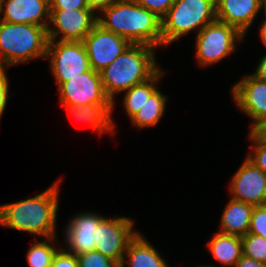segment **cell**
I'll use <instances>...</instances> for the list:
<instances>
[{"instance_id": "cell-1", "label": "cell", "mask_w": 266, "mask_h": 267, "mask_svg": "<svg viewBox=\"0 0 266 267\" xmlns=\"http://www.w3.org/2000/svg\"><path fill=\"white\" fill-rule=\"evenodd\" d=\"M61 181L34 197L0 205V225L29 234L56 236V219Z\"/></svg>"}, {"instance_id": "cell-2", "label": "cell", "mask_w": 266, "mask_h": 267, "mask_svg": "<svg viewBox=\"0 0 266 267\" xmlns=\"http://www.w3.org/2000/svg\"><path fill=\"white\" fill-rule=\"evenodd\" d=\"M97 24L132 44L163 47L161 19L134 0H121L103 9L97 16Z\"/></svg>"}, {"instance_id": "cell-3", "label": "cell", "mask_w": 266, "mask_h": 267, "mask_svg": "<svg viewBox=\"0 0 266 267\" xmlns=\"http://www.w3.org/2000/svg\"><path fill=\"white\" fill-rule=\"evenodd\" d=\"M155 47L131 44L100 73L103 89L113 102L115 95L151 79L161 68L155 59Z\"/></svg>"}, {"instance_id": "cell-4", "label": "cell", "mask_w": 266, "mask_h": 267, "mask_svg": "<svg viewBox=\"0 0 266 267\" xmlns=\"http://www.w3.org/2000/svg\"><path fill=\"white\" fill-rule=\"evenodd\" d=\"M47 29L43 26L0 21V67L46 58Z\"/></svg>"}, {"instance_id": "cell-5", "label": "cell", "mask_w": 266, "mask_h": 267, "mask_svg": "<svg viewBox=\"0 0 266 267\" xmlns=\"http://www.w3.org/2000/svg\"><path fill=\"white\" fill-rule=\"evenodd\" d=\"M216 20V0H175L161 19L163 46Z\"/></svg>"}, {"instance_id": "cell-6", "label": "cell", "mask_w": 266, "mask_h": 267, "mask_svg": "<svg viewBox=\"0 0 266 267\" xmlns=\"http://www.w3.org/2000/svg\"><path fill=\"white\" fill-rule=\"evenodd\" d=\"M245 36L235 27L215 20L196 34L195 53L198 65L217 63L235 51L236 42Z\"/></svg>"}, {"instance_id": "cell-7", "label": "cell", "mask_w": 266, "mask_h": 267, "mask_svg": "<svg viewBox=\"0 0 266 267\" xmlns=\"http://www.w3.org/2000/svg\"><path fill=\"white\" fill-rule=\"evenodd\" d=\"M46 58L50 59V70L58 87L91 69L81 41L48 40Z\"/></svg>"}, {"instance_id": "cell-8", "label": "cell", "mask_w": 266, "mask_h": 267, "mask_svg": "<svg viewBox=\"0 0 266 267\" xmlns=\"http://www.w3.org/2000/svg\"><path fill=\"white\" fill-rule=\"evenodd\" d=\"M134 220L128 217H104L98 224L95 250L122 265L129 242L137 235Z\"/></svg>"}, {"instance_id": "cell-9", "label": "cell", "mask_w": 266, "mask_h": 267, "mask_svg": "<svg viewBox=\"0 0 266 267\" xmlns=\"http://www.w3.org/2000/svg\"><path fill=\"white\" fill-rule=\"evenodd\" d=\"M61 105H113L103 89L100 73L90 69L58 87Z\"/></svg>"}, {"instance_id": "cell-10", "label": "cell", "mask_w": 266, "mask_h": 267, "mask_svg": "<svg viewBox=\"0 0 266 267\" xmlns=\"http://www.w3.org/2000/svg\"><path fill=\"white\" fill-rule=\"evenodd\" d=\"M97 16L91 9L50 10L48 40H57L61 35L58 41L82 42L97 25Z\"/></svg>"}, {"instance_id": "cell-11", "label": "cell", "mask_w": 266, "mask_h": 267, "mask_svg": "<svg viewBox=\"0 0 266 267\" xmlns=\"http://www.w3.org/2000/svg\"><path fill=\"white\" fill-rule=\"evenodd\" d=\"M91 69L101 72L122 54L132 43L126 38L96 25L83 39Z\"/></svg>"}, {"instance_id": "cell-12", "label": "cell", "mask_w": 266, "mask_h": 267, "mask_svg": "<svg viewBox=\"0 0 266 267\" xmlns=\"http://www.w3.org/2000/svg\"><path fill=\"white\" fill-rule=\"evenodd\" d=\"M232 199L252 204L264 205L266 200V173L247 157L230 182Z\"/></svg>"}, {"instance_id": "cell-13", "label": "cell", "mask_w": 266, "mask_h": 267, "mask_svg": "<svg viewBox=\"0 0 266 267\" xmlns=\"http://www.w3.org/2000/svg\"><path fill=\"white\" fill-rule=\"evenodd\" d=\"M233 101L239 109L252 118L253 125L266 121V81L252 76H244L231 89Z\"/></svg>"}, {"instance_id": "cell-14", "label": "cell", "mask_w": 266, "mask_h": 267, "mask_svg": "<svg viewBox=\"0 0 266 267\" xmlns=\"http://www.w3.org/2000/svg\"><path fill=\"white\" fill-rule=\"evenodd\" d=\"M1 15L0 21L33 24L47 29L50 21L49 0H0Z\"/></svg>"}, {"instance_id": "cell-15", "label": "cell", "mask_w": 266, "mask_h": 267, "mask_svg": "<svg viewBox=\"0 0 266 267\" xmlns=\"http://www.w3.org/2000/svg\"><path fill=\"white\" fill-rule=\"evenodd\" d=\"M103 218L91 211L74 215L65 229L66 250L75 255L95 250L97 228Z\"/></svg>"}, {"instance_id": "cell-16", "label": "cell", "mask_w": 266, "mask_h": 267, "mask_svg": "<svg viewBox=\"0 0 266 267\" xmlns=\"http://www.w3.org/2000/svg\"><path fill=\"white\" fill-rule=\"evenodd\" d=\"M261 8L262 0H216V19L237 28L246 36Z\"/></svg>"}, {"instance_id": "cell-17", "label": "cell", "mask_w": 266, "mask_h": 267, "mask_svg": "<svg viewBox=\"0 0 266 267\" xmlns=\"http://www.w3.org/2000/svg\"><path fill=\"white\" fill-rule=\"evenodd\" d=\"M254 206L230 199L221 215L220 230L223 234L244 236L248 233Z\"/></svg>"}, {"instance_id": "cell-18", "label": "cell", "mask_w": 266, "mask_h": 267, "mask_svg": "<svg viewBox=\"0 0 266 267\" xmlns=\"http://www.w3.org/2000/svg\"><path fill=\"white\" fill-rule=\"evenodd\" d=\"M124 256L120 267H125L126 259L129 267H169L158 250L140 232L129 242Z\"/></svg>"}, {"instance_id": "cell-19", "label": "cell", "mask_w": 266, "mask_h": 267, "mask_svg": "<svg viewBox=\"0 0 266 267\" xmlns=\"http://www.w3.org/2000/svg\"><path fill=\"white\" fill-rule=\"evenodd\" d=\"M62 106L66 107L70 116L83 123H88L95 132L99 134L109 132L110 135H113L115 128L111 117L113 105Z\"/></svg>"}, {"instance_id": "cell-20", "label": "cell", "mask_w": 266, "mask_h": 267, "mask_svg": "<svg viewBox=\"0 0 266 267\" xmlns=\"http://www.w3.org/2000/svg\"><path fill=\"white\" fill-rule=\"evenodd\" d=\"M208 249L223 267H234L243 255L241 237L220 232L215 233L209 241Z\"/></svg>"}, {"instance_id": "cell-21", "label": "cell", "mask_w": 266, "mask_h": 267, "mask_svg": "<svg viewBox=\"0 0 266 267\" xmlns=\"http://www.w3.org/2000/svg\"><path fill=\"white\" fill-rule=\"evenodd\" d=\"M163 75H165V72L160 69L151 79L124 92L123 107L129 119L141 109L146 100L158 89L156 84H159Z\"/></svg>"}, {"instance_id": "cell-22", "label": "cell", "mask_w": 266, "mask_h": 267, "mask_svg": "<svg viewBox=\"0 0 266 267\" xmlns=\"http://www.w3.org/2000/svg\"><path fill=\"white\" fill-rule=\"evenodd\" d=\"M167 99V96L157 89L141 109L130 118L132 125L140 129L155 126L166 110Z\"/></svg>"}, {"instance_id": "cell-23", "label": "cell", "mask_w": 266, "mask_h": 267, "mask_svg": "<svg viewBox=\"0 0 266 267\" xmlns=\"http://www.w3.org/2000/svg\"><path fill=\"white\" fill-rule=\"evenodd\" d=\"M56 236L44 238V241L33 242L27 252V262L30 267H51L52 259L59 247H55ZM51 243V244H50Z\"/></svg>"}, {"instance_id": "cell-24", "label": "cell", "mask_w": 266, "mask_h": 267, "mask_svg": "<svg viewBox=\"0 0 266 267\" xmlns=\"http://www.w3.org/2000/svg\"><path fill=\"white\" fill-rule=\"evenodd\" d=\"M243 255L266 264V238L247 233L241 237Z\"/></svg>"}, {"instance_id": "cell-25", "label": "cell", "mask_w": 266, "mask_h": 267, "mask_svg": "<svg viewBox=\"0 0 266 267\" xmlns=\"http://www.w3.org/2000/svg\"><path fill=\"white\" fill-rule=\"evenodd\" d=\"M249 139L253 147L247 158L266 173V143L253 130H249Z\"/></svg>"}, {"instance_id": "cell-26", "label": "cell", "mask_w": 266, "mask_h": 267, "mask_svg": "<svg viewBox=\"0 0 266 267\" xmlns=\"http://www.w3.org/2000/svg\"><path fill=\"white\" fill-rule=\"evenodd\" d=\"M76 256L78 258V267H120L115 261L97 250L84 252Z\"/></svg>"}, {"instance_id": "cell-27", "label": "cell", "mask_w": 266, "mask_h": 267, "mask_svg": "<svg viewBox=\"0 0 266 267\" xmlns=\"http://www.w3.org/2000/svg\"><path fill=\"white\" fill-rule=\"evenodd\" d=\"M248 233L266 238V207L264 205L254 206Z\"/></svg>"}, {"instance_id": "cell-28", "label": "cell", "mask_w": 266, "mask_h": 267, "mask_svg": "<svg viewBox=\"0 0 266 267\" xmlns=\"http://www.w3.org/2000/svg\"><path fill=\"white\" fill-rule=\"evenodd\" d=\"M140 6L146 8L150 12H153L157 17L162 19L175 0H134Z\"/></svg>"}, {"instance_id": "cell-29", "label": "cell", "mask_w": 266, "mask_h": 267, "mask_svg": "<svg viewBox=\"0 0 266 267\" xmlns=\"http://www.w3.org/2000/svg\"><path fill=\"white\" fill-rule=\"evenodd\" d=\"M64 249L57 250L52 259L51 267H78L77 256L68 252L65 247Z\"/></svg>"}, {"instance_id": "cell-30", "label": "cell", "mask_w": 266, "mask_h": 267, "mask_svg": "<svg viewBox=\"0 0 266 267\" xmlns=\"http://www.w3.org/2000/svg\"><path fill=\"white\" fill-rule=\"evenodd\" d=\"M50 10L89 9L87 0H49Z\"/></svg>"}, {"instance_id": "cell-31", "label": "cell", "mask_w": 266, "mask_h": 267, "mask_svg": "<svg viewBox=\"0 0 266 267\" xmlns=\"http://www.w3.org/2000/svg\"><path fill=\"white\" fill-rule=\"evenodd\" d=\"M5 69L6 68L0 67V119L4 113L9 97V81Z\"/></svg>"}, {"instance_id": "cell-32", "label": "cell", "mask_w": 266, "mask_h": 267, "mask_svg": "<svg viewBox=\"0 0 266 267\" xmlns=\"http://www.w3.org/2000/svg\"><path fill=\"white\" fill-rule=\"evenodd\" d=\"M121 0H87L88 7L94 12H101L103 9H106L115 3Z\"/></svg>"}, {"instance_id": "cell-33", "label": "cell", "mask_w": 266, "mask_h": 267, "mask_svg": "<svg viewBox=\"0 0 266 267\" xmlns=\"http://www.w3.org/2000/svg\"><path fill=\"white\" fill-rule=\"evenodd\" d=\"M234 267H266V264L242 255Z\"/></svg>"}, {"instance_id": "cell-34", "label": "cell", "mask_w": 266, "mask_h": 267, "mask_svg": "<svg viewBox=\"0 0 266 267\" xmlns=\"http://www.w3.org/2000/svg\"><path fill=\"white\" fill-rule=\"evenodd\" d=\"M259 80L266 81V54H264L257 65L256 71L251 74Z\"/></svg>"}, {"instance_id": "cell-35", "label": "cell", "mask_w": 266, "mask_h": 267, "mask_svg": "<svg viewBox=\"0 0 266 267\" xmlns=\"http://www.w3.org/2000/svg\"><path fill=\"white\" fill-rule=\"evenodd\" d=\"M252 130L266 143V121L259 123Z\"/></svg>"}, {"instance_id": "cell-36", "label": "cell", "mask_w": 266, "mask_h": 267, "mask_svg": "<svg viewBox=\"0 0 266 267\" xmlns=\"http://www.w3.org/2000/svg\"><path fill=\"white\" fill-rule=\"evenodd\" d=\"M266 17V16H265ZM260 37H261V40L262 42L266 45V19L265 21L263 22L261 28H260Z\"/></svg>"}, {"instance_id": "cell-37", "label": "cell", "mask_w": 266, "mask_h": 267, "mask_svg": "<svg viewBox=\"0 0 266 267\" xmlns=\"http://www.w3.org/2000/svg\"><path fill=\"white\" fill-rule=\"evenodd\" d=\"M264 8L265 16H266V0H262V9Z\"/></svg>"}]
</instances>
